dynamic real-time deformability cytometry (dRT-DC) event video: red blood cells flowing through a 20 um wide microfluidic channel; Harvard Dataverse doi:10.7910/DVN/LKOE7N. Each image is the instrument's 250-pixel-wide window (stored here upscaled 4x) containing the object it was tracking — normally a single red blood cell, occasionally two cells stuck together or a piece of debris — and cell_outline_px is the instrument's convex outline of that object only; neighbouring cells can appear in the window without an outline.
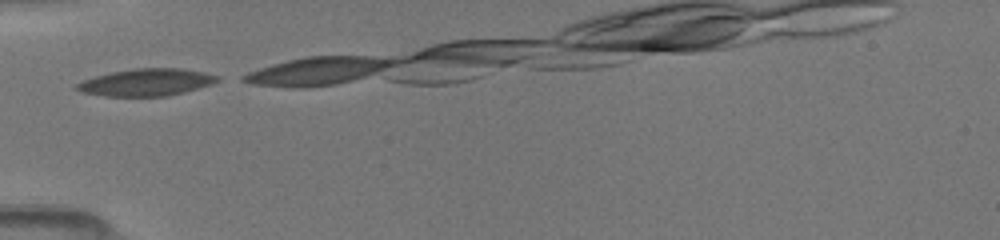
{"species": "common noctule bat (a hibernating species)", "species_latin": "Nyctalus noctula", "temperature_condition": "room temperature", "stored_images_in_passage": 4, "camera_frame_rate_fps": 3000, "um_per_image_px": 0.085, "animal": {"sex": "female", "body_mass_g": 19.5, "forearm_length_mm": 54.1}, "frame": {"image": 1, "passage_image": 1, "time_ms": 0.0, "image_size_px": [1000, 240], "cell_outline_px": [[220, 80], [212, 84], [184, 92], [168, 96], [104, 96], [84, 92], [76, 88], [76, 84], [84, 80], [96, 76], [112, 72], [132, 68], [180, 68], [204, 72], [220, 76]], "centroid_in_image_um": [12.49, 6.99], "position_along_channel_um": 72.5, "area_um2": 22.14}}